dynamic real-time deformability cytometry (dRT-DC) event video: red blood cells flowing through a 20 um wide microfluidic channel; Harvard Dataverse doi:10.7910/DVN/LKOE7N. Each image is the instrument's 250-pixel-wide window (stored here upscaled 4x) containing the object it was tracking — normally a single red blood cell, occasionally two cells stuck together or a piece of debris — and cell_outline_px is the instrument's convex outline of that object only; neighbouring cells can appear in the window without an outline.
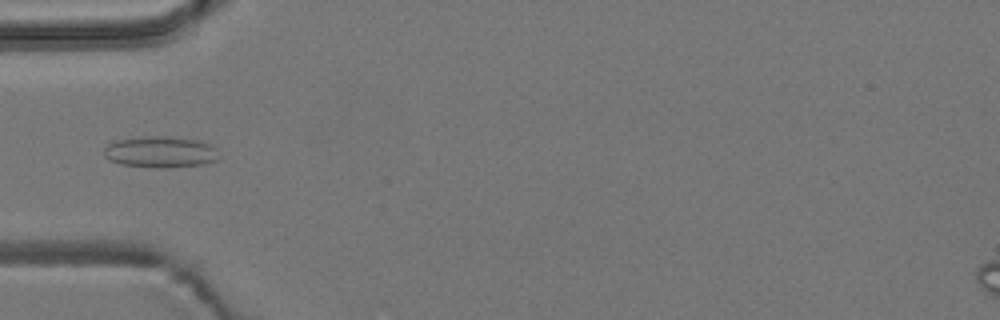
{"species": "common noctule bat (a hibernating species)", "species_latin": "Nyctalus noctula", "temperature_condition": "room temperature", "stored_images_in_passage": 5, "camera_frame_rate_fps": 3000, "um_per_image_px": 0.085, "animal": {"sex": "male", "body_mass_g": 19.2, "forearm_length_mm": 51.8}, "frame": {"image": 1, "passage_image": 5, "time_ms": 1.333, "image_size_px": [1000, 320], "cell_outline_px": [[216, 160], [204, 164], [164, 168], [156, 168], [120, 164], [104, 156], [104, 148], [108, 144], [116, 140], [144, 136], [168, 136], [196, 140], [208, 144], [212, 148]], "centroid_in_image_um": [13.55, 12.92], "position_along_channel_um": 71.5, "area_um2": 20.58}}